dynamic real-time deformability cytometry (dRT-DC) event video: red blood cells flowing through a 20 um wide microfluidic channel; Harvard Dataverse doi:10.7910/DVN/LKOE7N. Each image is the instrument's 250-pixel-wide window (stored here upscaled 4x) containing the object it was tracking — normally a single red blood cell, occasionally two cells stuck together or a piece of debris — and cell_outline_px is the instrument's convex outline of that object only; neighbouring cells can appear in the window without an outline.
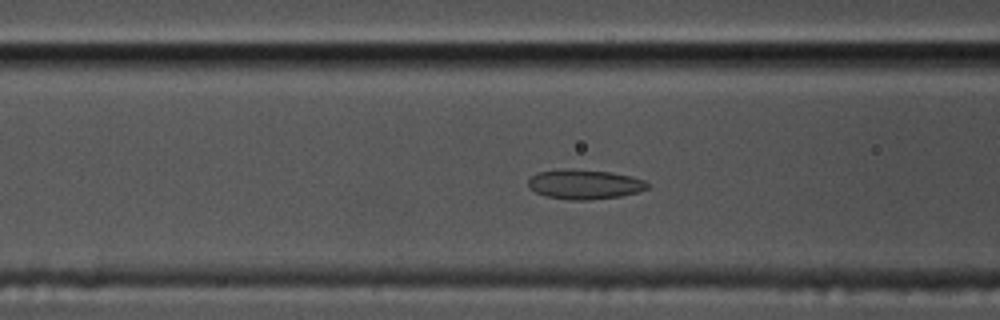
{"species": "common noctule bat (a hibernating species)", "species_latin": "Nyctalus noctula", "temperature_condition": "cold", "stored_images_in_passage": 59, "camera_frame_rate_fps": 3000, "um_per_image_px": 0.085, "animal": {"sex": "male", "body_mass_g": 17.5, "forearm_length_mm": 52.3}, "frame": {"image": 1, "passage_image": 23, "time_ms": 7.333, "image_size_px": [1000, 320], "cell_outline_px": [[652, 184], [648, 188], [636, 192], [620, 196], [588, 200], [568, 200], [544, 196], [528, 188], [528, 180], [536, 172], [568, 168], [572, 168], [612, 172], [632, 176], [644, 180]], "centroid_in_image_um": [49.68, 15.66], "position_along_channel_um": 116.9, "area_um2": 20.92}}
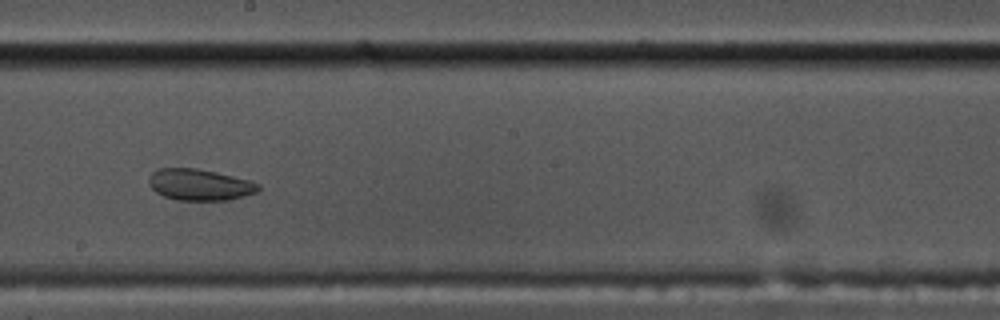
{"frame": {"image": 2, "passage_image": 33, "time_ms": 10.667, "image_size_px": [1000, 320], "cell_outline_px": [[260, 188], [256, 192], [244, 196], [228, 200], [176, 200], [164, 196], [156, 192], [148, 184], [148, 180], [152, 172], [156, 168], [196, 168], [216, 172], [248, 180], [260, 184]], "centroid_in_image_um": [16.94, 15.7], "position_along_channel_um": 231.3, "area_um2": 20.0}}
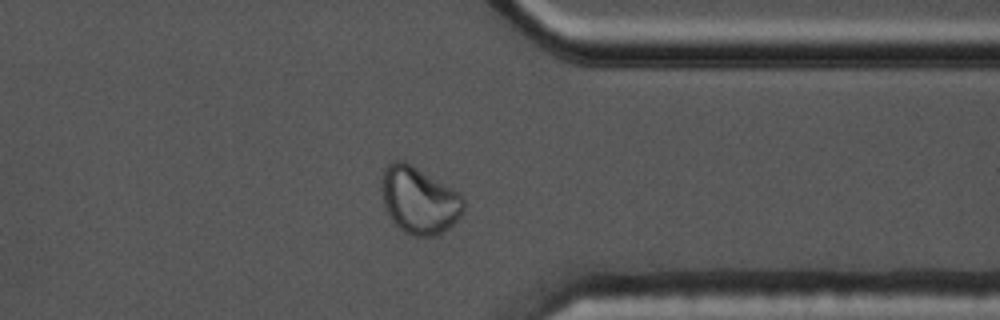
{"frame": {"image": 3, "passage_image": 46, "time_ms": 15.0, "image_size_px": [1000, 320], "cell_outline_px": [[464, 208], [460, 216], [448, 228], [436, 236], [412, 236], [404, 232], [392, 220], [384, 204], [384, 168], [392, 160], [404, 160], [452, 188], [464, 196]], "centroid_in_image_um": [35.66, 17.03], "position_along_channel_um": 375.7, "area_um2": 31.44}}